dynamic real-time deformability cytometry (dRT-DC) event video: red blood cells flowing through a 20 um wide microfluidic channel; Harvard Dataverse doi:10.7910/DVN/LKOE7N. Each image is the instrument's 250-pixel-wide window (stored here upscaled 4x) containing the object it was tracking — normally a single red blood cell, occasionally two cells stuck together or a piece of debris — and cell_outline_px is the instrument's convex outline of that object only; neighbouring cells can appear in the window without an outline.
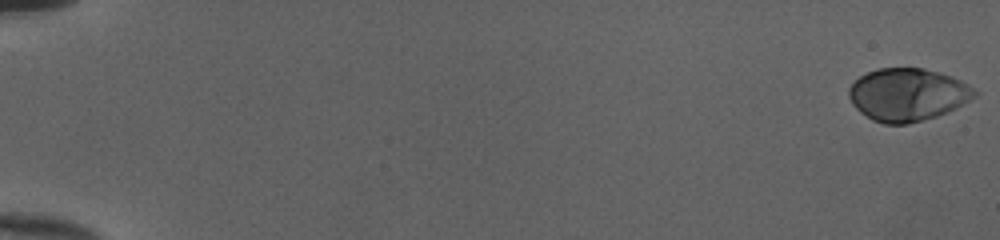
{"species": "human", "species_latin": "Homo sapiens", "temperature_condition": "cold", "stored_images_in_passage": 16, "camera_frame_rate_fps": 3000, "um_per_image_px": 0.085, "donor": {"sex": "female"}, "frame": {"image": 1, "passage_image": 1, "time_ms": 0.0, "image_size_px": [1000, 240], "cell_outline_px": [[980, 92], [976, 96], [956, 108], [948, 112], [936, 116], [908, 124], [884, 124], [872, 120], [860, 112], [852, 104], [848, 96], [848, 88], [860, 76], [868, 72], [880, 68], [924, 68], [940, 72], [952, 76], [960, 80]], "centroid_in_image_um": [77.15, 8.04], "position_along_channel_um": 7.9, "area_um2": 38.73}}
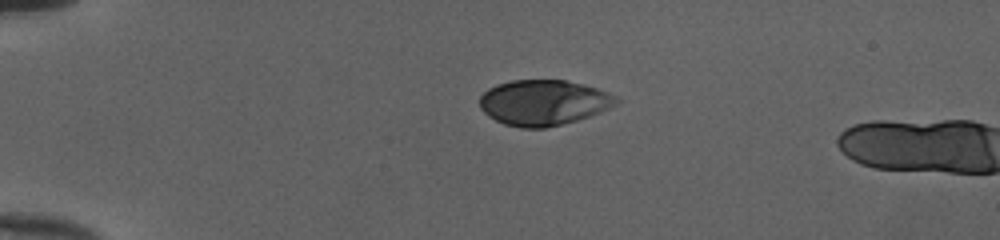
{"frame": {"image": 2, "passage_image": 14, "time_ms": 4.333, "image_size_px": [1000, 240], "cell_outline_px": [[620, 100], [616, 104], [600, 112], [576, 120], [544, 128], [520, 128], [504, 124], [488, 116], [480, 108], [480, 96], [488, 88], [496, 84], [512, 80], [564, 80], [584, 84], [608, 92], [616, 96]], "centroid_in_image_um": [46.18, 8.71], "position_along_channel_um": 38.8, "area_um2": 36.13}}